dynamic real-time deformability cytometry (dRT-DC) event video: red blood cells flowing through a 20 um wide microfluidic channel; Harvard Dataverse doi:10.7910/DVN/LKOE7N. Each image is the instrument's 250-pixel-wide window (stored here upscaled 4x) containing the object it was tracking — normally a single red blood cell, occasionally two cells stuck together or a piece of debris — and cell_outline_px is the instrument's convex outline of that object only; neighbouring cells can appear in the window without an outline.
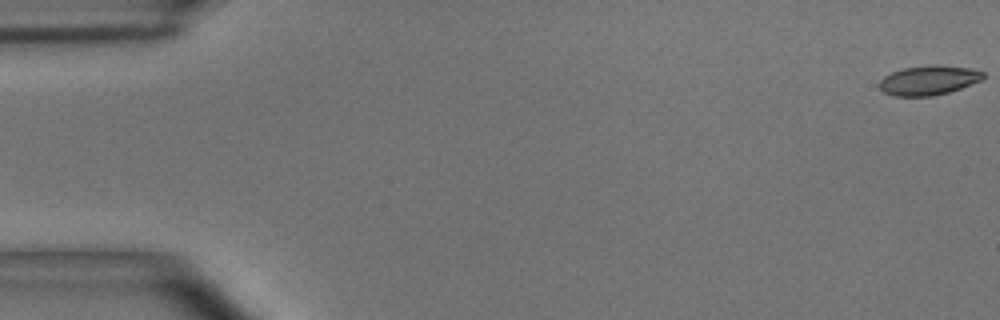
{"species": "common noctule bat (a hibernating species)", "species_latin": "Nyctalus noctula", "temperature_condition": "room temperature", "stored_images_in_passage": 55, "camera_frame_rate_fps": 3000, "um_per_image_px": 0.085, "animal": {"sex": "male", "body_mass_g": 15.6}, "frame": {"image": 1, "passage_image": 1, "time_ms": 0.0, "image_size_px": [1000, 320], "cell_outline_px": [[984, 76], [980, 80], [960, 88], [948, 92], [932, 96], [892, 96], [884, 92], [880, 88], [880, 80], [884, 76], [892, 72], [904, 68], [932, 64], [936, 64], [972, 68], [984, 72]], "centroid_in_image_um": [78.93, 6.81], "position_along_channel_um": 6.1, "area_um2": 17.8}}
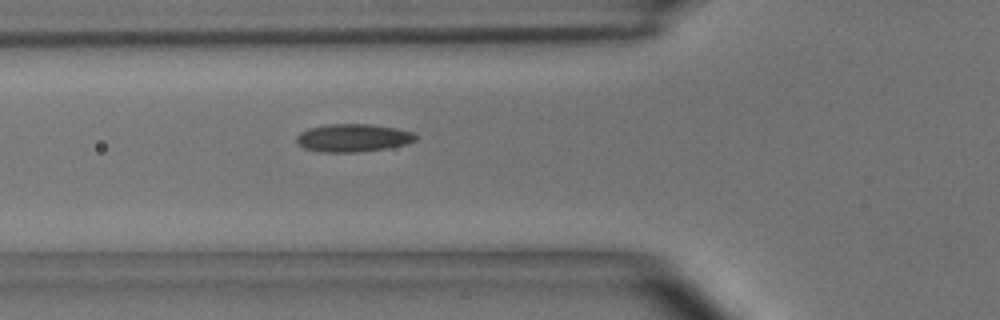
{"frame": {"image": 2, "passage_image": 20, "time_ms": 6.333, "image_size_px": [1000, 320], "cell_outline_px": [[416, 140], [408, 144], [388, 148], [360, 152], [316, 152], [304, 148], [296, 140], [296, 136], [300, 132], [308, 128], [328, 124], [372, 124], [396, 128], [412, 132], [416, 136]], "centroid_in_image_um": [30.0, 11.72], "position_along_channel_um": 95.8, "area_um2": 19.54}}
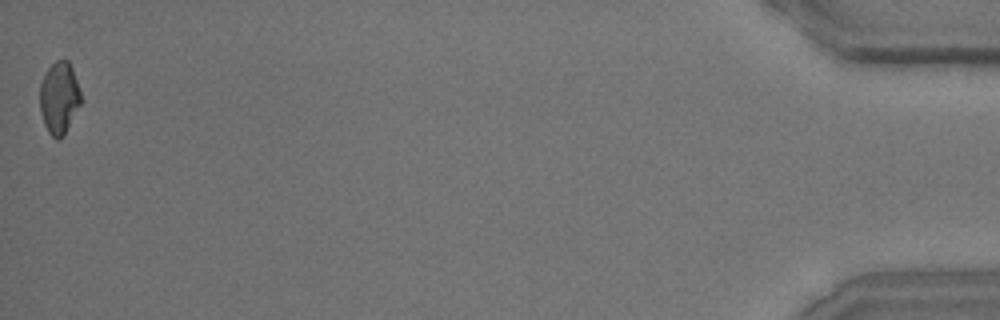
{"frame": {"image": 3, "passage_image": 55, "time_ms": 18.0, "image_size_px": [1000, 320], "cell_outline_px": [[84, 100], [64, 136], [60, 140], [56, 140], [48, 132], [44, 124], [40, 112], [40, 84], [48, 68], [56, 60], [68, 60], [72, 68]], "centroid_in_image_um": [5.06, 8.36], "position_along_channel_um": 430.1, "area_um2": 17.63}, "authors_computed_cell_mechanics": {"area_um2": 18.2648, "velocity_mm_per_s": 3.6566, "shape_relaxation_time_tau1_ms": 4.8341, "shape_relaxation_time_tau2_ms": 2.3387, "deformation_change_tau1": 0.1354, "deformation_change_tau2": 0.0868}}